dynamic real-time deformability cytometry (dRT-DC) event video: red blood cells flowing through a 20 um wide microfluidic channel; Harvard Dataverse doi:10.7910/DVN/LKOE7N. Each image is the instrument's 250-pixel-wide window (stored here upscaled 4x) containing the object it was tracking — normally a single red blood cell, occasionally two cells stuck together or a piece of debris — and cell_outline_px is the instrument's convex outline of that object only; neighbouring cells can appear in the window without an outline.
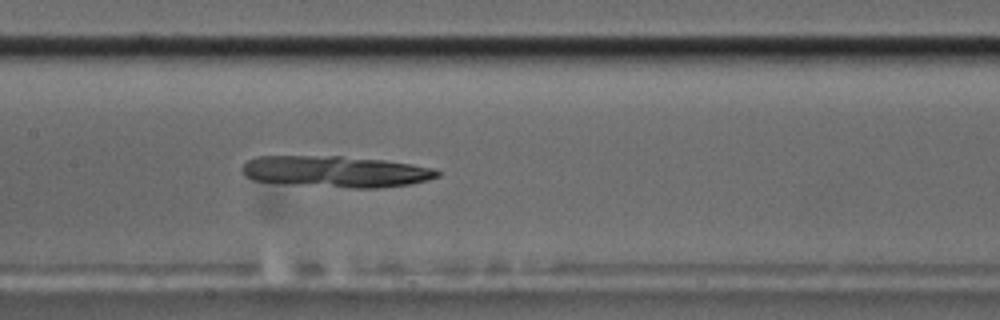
{"species": "common noctule bat (a hibernating species)", "species_latin": "Nyctalus noctula", "temperature_condition": "cold", "stored_images_in_passage": 44, "camera_frame_rate_fps": 3000, "um_per_image_px": 0.085, "animal": {"sex": "male", "body_mass_g": 17.5, "forearm_length_mm": 52.3}, "frame": {"image": 1, "passage_image": 16, "time_ms": 5.0, "image_size_px": [1000, 320], "cell_outline_px": [[440, 176], [428, 180], [412, 184], [376, 188], [352, 188], [252, 180], [244, 176], [240, 168], [248, 160], [256, 156], [340, 156], [384, 160], [412, 164], [432, 168], [440, 172]], "centroid_in_image_um": [28.55, 14.57], "position_along_channel_um": 178.8, "area_um2": 35.55}}